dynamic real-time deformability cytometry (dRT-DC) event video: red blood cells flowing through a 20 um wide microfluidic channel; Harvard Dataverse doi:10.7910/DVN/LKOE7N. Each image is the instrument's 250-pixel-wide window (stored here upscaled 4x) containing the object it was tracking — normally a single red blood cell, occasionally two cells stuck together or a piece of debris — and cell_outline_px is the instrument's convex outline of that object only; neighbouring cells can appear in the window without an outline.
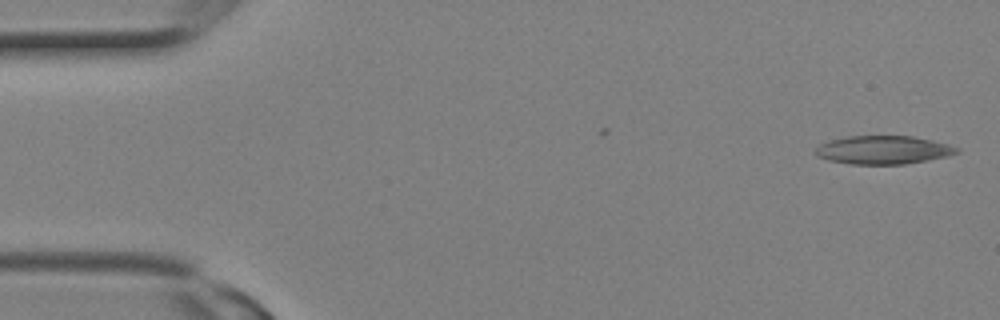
{"species": "Egyptian fruit bat (a non-hibernating species)", "species_latin": "Rousettus aegyptiacus", "temperature_condition": "room temperature", "stored_images_in_passage": 13, "camera_frame_rate_fps": 3000, "um_per_image_px": 0.085, "animal": {"sex": "female"}, "frame": {"image": 1, "passage_image": 1, "time_ms": 0.0, "image_size_px": [1000, 320], "cell_outline_px": [[960, 152], [948, 156], [928, 160], [904, 164], [852, 164], [828, 160], [816, 156], [812, 152], [820, 144], [828, 140], [844, 136], [912, 136], [932, 140], [948, 144], [960, 148]], "centroid_in_image_um": [75.05, 12.74], "position_along_channel_um": 9.9, "area_um2": 23.58}}
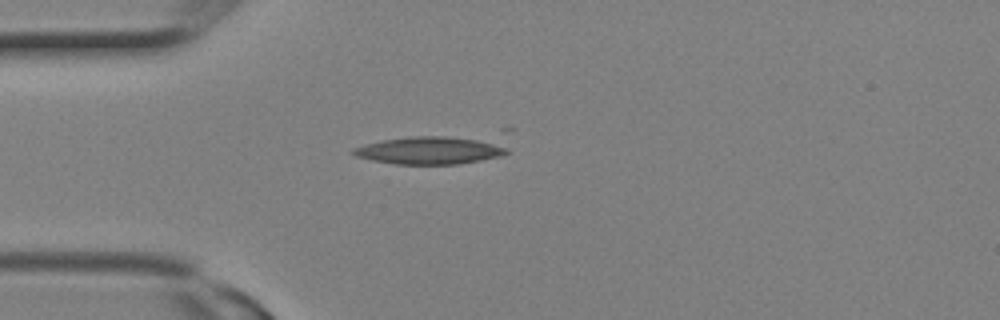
{"frame": {"image": 2, "passage_image": 7, "time_ms": 2.0, "image_size_px": [1000, 320], "cell_outline_px": [[512, 152], [500, 156], [460, 164], [396, 164], [372, 160], [356, 156], [348, 152], [352, 148], [364, 144], [380, 140], [412, 136], [448, 136], [476, 140], [500, 144], [508, 148]], "centroid_in_image_um": [36.48, 12.79], "position_along_channel_um": 48.5, "area_um2": 24.68}}
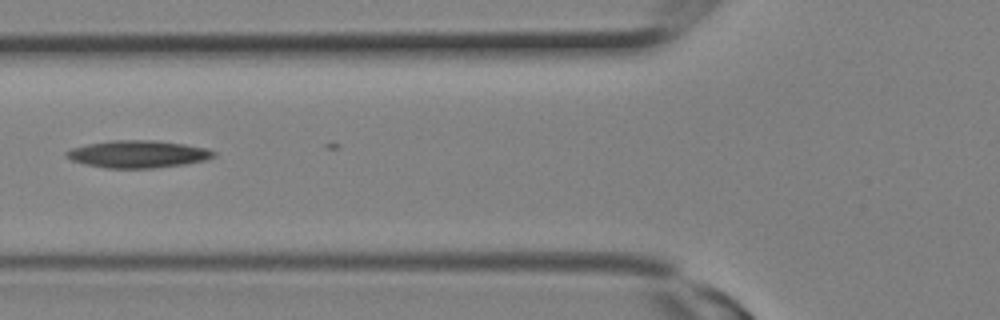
{"frame": {"image": 3, "passage_image": 10, "time_ms": 3.0, "image_size_px": [1000, 320], "cell_outline_px": [[216, 156], [208, 160], [184, 164], [152, 168], [108, 168], [84, 164], [72, 160], [64, 156], [64, 152], [72, 148], [88, 144], [112, 140], [156, 140], [184, 144], [208, 148], [216, 152]], "centroid_in_image_um": [11.75, 13.09], "position_along_channel_um": 114.1, "area_um2": 23.58}}